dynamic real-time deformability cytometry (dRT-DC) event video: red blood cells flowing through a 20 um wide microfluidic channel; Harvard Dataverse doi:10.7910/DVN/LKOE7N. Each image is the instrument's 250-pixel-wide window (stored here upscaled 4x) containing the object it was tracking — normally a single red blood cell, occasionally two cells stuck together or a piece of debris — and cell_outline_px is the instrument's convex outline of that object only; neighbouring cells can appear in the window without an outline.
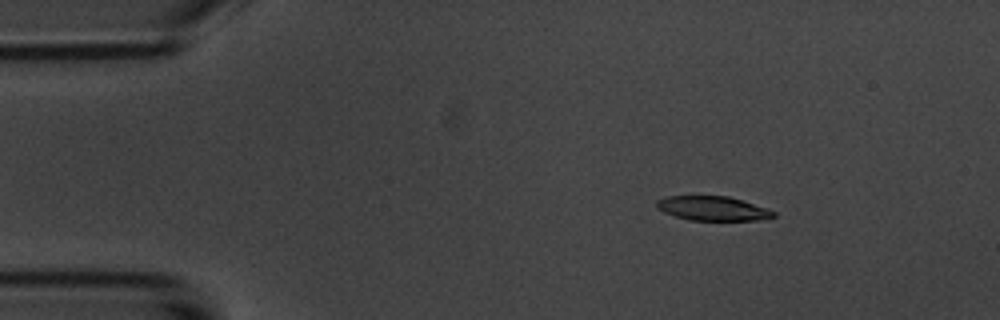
{"species": "common noctule bat (a hibernating species)", "species_latin": "Nyctalus noctula", "temperature_condition": "room temperature", "stored_images_in_passage": 5, "camera_frame_rate_fps": 3000, "um_per_image_px": 0.085, "animal": {"sex": "male", "body_mass_g": 20.1, "forearm_length_mm": 53.5}, "frame": {"image": 1, "passage_image": 3, "time_ms": 2.333, "image_size_px": [1000, 320], "cell_outline_px": [[776, 216], [756, 220], [688, 220], [664, 212], [656, 208], [656, 200], [668, 196], [728, 196], [768, 208], [776, 212]], "centroid_in_image_um": [60.58, 17.71], "position_along_channel_um": 24.4, "area_um2": 16.53}}
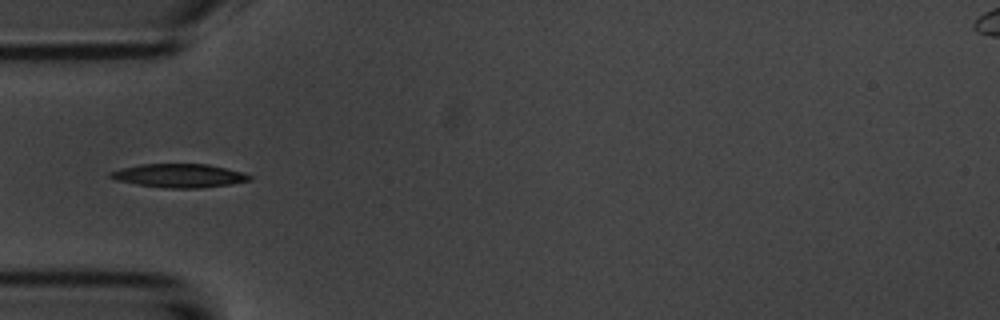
{"frame": {"image": 2, "passage_image": 5, "time_ms": 5.333, "image_size_px": [1000, 320], "cell_outline_px": [[252, 180], [228, 184], [200, 188], [168, 188], [140, 184], [116, 180], [108, 176], [108, 172], [120, 168], [140, 164], [208, 164], [244, 172], [252, 176]], "centroid_in_image_um": [15.23, 14.92], "position_along_channel_um": 69.8, "area_um2": 19.07}}